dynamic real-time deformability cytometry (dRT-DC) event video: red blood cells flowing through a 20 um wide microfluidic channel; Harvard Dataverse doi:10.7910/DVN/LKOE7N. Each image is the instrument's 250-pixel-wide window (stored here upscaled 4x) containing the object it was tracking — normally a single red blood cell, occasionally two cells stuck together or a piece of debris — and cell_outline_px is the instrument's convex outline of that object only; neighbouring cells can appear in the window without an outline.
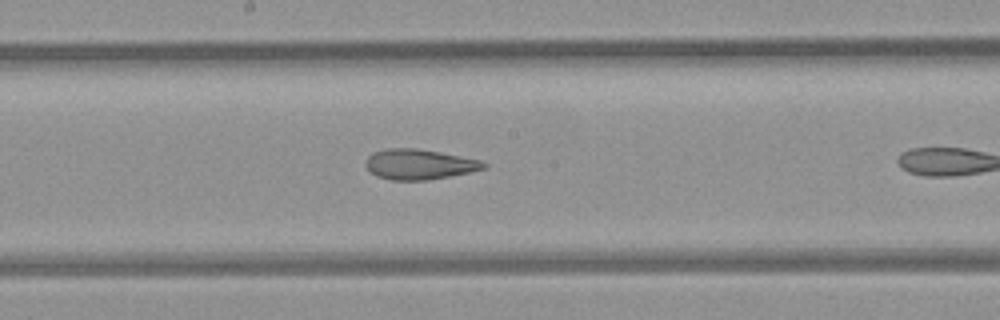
{"species": "common noctule bat (a hibernating species)", "species_latin": "Nyctalus noctula", "temperature_condition": "room temperature", "stored_images_in_passage": 10, "camera_frame_rate_fps": 3000, "um_per_image_px": 0.085, "animal": {"sex": "female", "body_mass_g": 21.9}, "frame": {"image": 1, "passage_image": 9, "time_ms": 2.667, "image_size_px": [1000, 320], "cell_outline_px": [[488, 168], [428, 180], [392, 180], [376, 176], [368, 172], [364, 164], [368, 156], [372, 152], [384, 148], [416, 148], [440, 152], [480, 160], [488, 164]], "centroid_in_image_um": [35.58, 13.96], "position_along_channel_um": 212.6, "area_um2": 20.98}}